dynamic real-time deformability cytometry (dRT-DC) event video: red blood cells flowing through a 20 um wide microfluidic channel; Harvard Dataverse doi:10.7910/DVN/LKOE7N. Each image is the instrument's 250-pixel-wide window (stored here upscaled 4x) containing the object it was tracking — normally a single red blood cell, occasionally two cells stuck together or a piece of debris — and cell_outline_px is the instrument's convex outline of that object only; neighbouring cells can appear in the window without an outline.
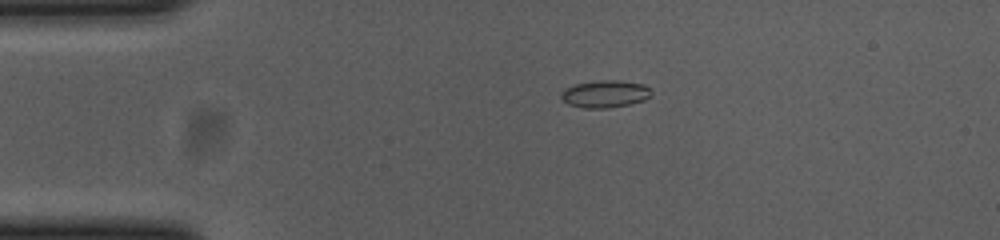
{"species": "common noctule bat (a hibernating species)", "species_latin": "Nyctalus noctula", "temperature_condition": "cold", "stored_images_in_passage": 38, "camera_frame_rate_fps": 3000, "um_per_image_px": 0.085, "animal": {"sex": "female", "body_mass_g": 23.0, "forearm_length_mm": 53.4}, "frame": {"image": 1, "passage_image": 2, "time_ms": 0.333, "image_size_px": [1000, 240], "cell_outline_px": [[652, 96], [644, 100], [628, 104], [608, 108], [584, 108], [568, 104], [560, 96], [560, 92], [564, 88], [576, 84], [600, 80], [620, 80], [644, 84], [652, 88]], "centroid_in_image_um": [51.46, 7.97], "position_along_channel_um": 33.5, "area_um2": 14.51}}
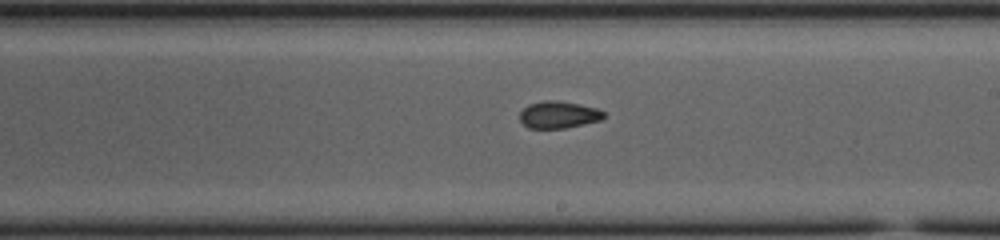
{"frame": {"image": 2, "passage_image": 22, "time_ms": 7.0, "image_size_px": [1000, 240], "cell_outline_px": [[604, 116], [600, 120], [564, 128], [528, 128], [520, 120], [520, 112], [528, 104], [544, 100], [556, 100], [580, 104], [596, 108], [604, 112]], "centroid_in_image_um": [47.45, 9.74], "position_along_channel_um": 241.5, "area_um2": 13.12}}
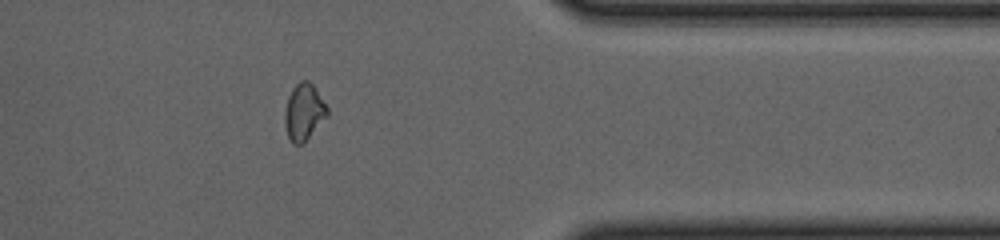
{"frame": {"image": 3, "passage_image": 35, "time_ms": 11.333, "image_size_px": [1000, 240], "cell_outline_px": [[328, 116], [304, 144], [292, 144], [288, 136], [284, 124], [284, 112], [288, 96], [292, 88], [300, 80], [308, 80], [312, 84], [328, 108]], "centroid_in_image_um": [25.82, 9.55], "position_along_channel_um": 385.6, "area_um2": 14.22}, "authors_computed_cell_mechanics": {"area_um2": 13.7564, "velocity_mm_per_s": 3.721, "shape_relaxation_time_tau1_ms": 5.3726, "shape_relaxation_time_tau2_ms": 3.3603, "deformation_change_tau1": 0.1149, "deformation_change_tau2": 0.0586}}